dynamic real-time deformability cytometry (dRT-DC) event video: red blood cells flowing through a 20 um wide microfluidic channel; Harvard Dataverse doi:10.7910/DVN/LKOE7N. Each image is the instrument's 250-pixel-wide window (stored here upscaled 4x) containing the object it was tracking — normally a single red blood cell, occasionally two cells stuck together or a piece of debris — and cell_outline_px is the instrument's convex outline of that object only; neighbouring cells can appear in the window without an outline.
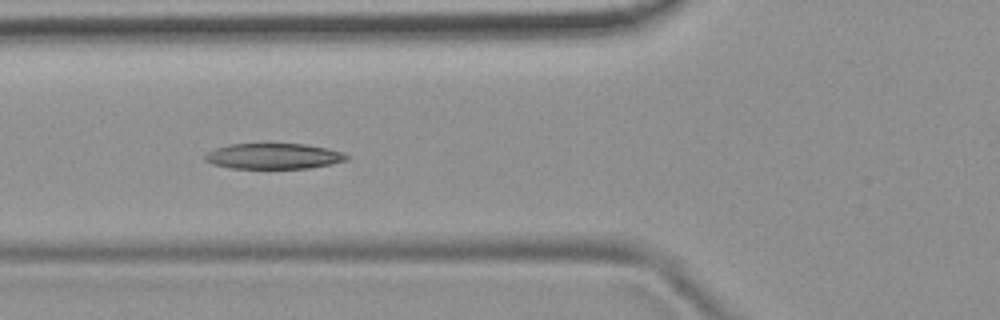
{"species": "common noctule bat (a hibernating species)", "species_latin": "Nyctalus noctula", "temperature_condition": "room temperature", "stored_images_in_passage": 7, "camera_frame_rate_fps": 3000, "um_per_image_px": 0.085, "animal": {"sex": "female", "body_mass_g": 19.9}, "frame": {"image": 1, "passage_image": 3, "time_ms": 0.667, "image_size_px": [1000, 320], "cell_outline_px": [[352, 156], [348, 160], [332, 164], [308, 168], [232, 168], [212, 164], [204, 160], [204, 156], [208, 152], [216, 148], [228, 144], [304, 144], [328, 148]], "centroid_in_image_um": [23.28, 13.27], "position_along_channel_um": 102.5, "area_um2": 21.15}}
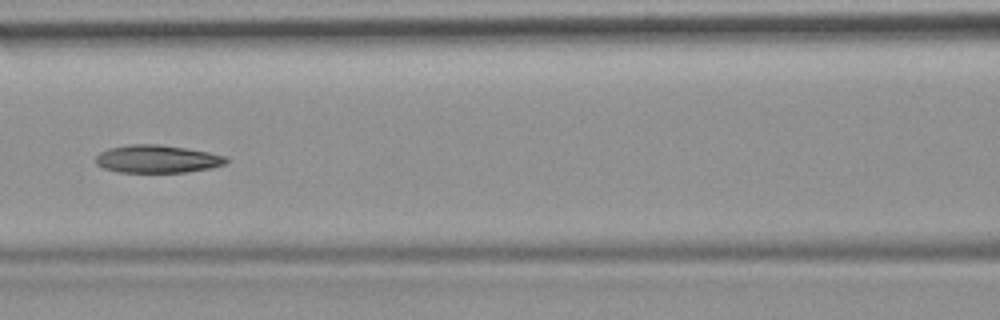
{"frame": {"image": 2, "passage_image": 4, "time_ms": 1.0, "image_size_px": [1000, 320], "cell_outline_px": [[228, 160], [224, 164], [212, 168], [184, 172], [116, 172], [104, 168], [96, 164], [96, 156], [100, 152], [108, 148], [128, 144], [160, 144], [188, 148], [228, 156]], "centroid_in_image_um": [13.36, 13.5], "position_along_channel_um": 153.2, "area_um2": 21.33}}
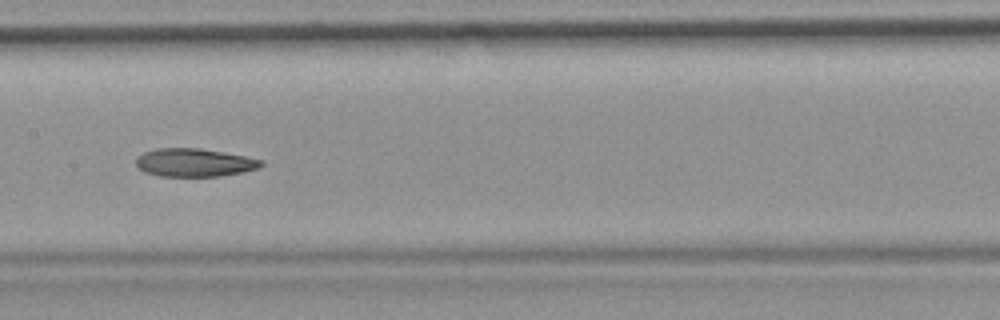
{"frame": {"image": 3, "passage_image": 5, "time_ms": 1.333, "image_size_px": [1000, 320], "cell_outline_px": [[264, 164], [260, 168], [244, 172], [220, 176], [160, 176], [144, 172], [136, 164], [136, 160], [144, 152], [156, 148], [200, 148], [244, 156], [264, 160]], "centroid_in_image_um": [16.56, 13.82], "position_along_channel_um": 190.8, "area_um2": 20.52}}